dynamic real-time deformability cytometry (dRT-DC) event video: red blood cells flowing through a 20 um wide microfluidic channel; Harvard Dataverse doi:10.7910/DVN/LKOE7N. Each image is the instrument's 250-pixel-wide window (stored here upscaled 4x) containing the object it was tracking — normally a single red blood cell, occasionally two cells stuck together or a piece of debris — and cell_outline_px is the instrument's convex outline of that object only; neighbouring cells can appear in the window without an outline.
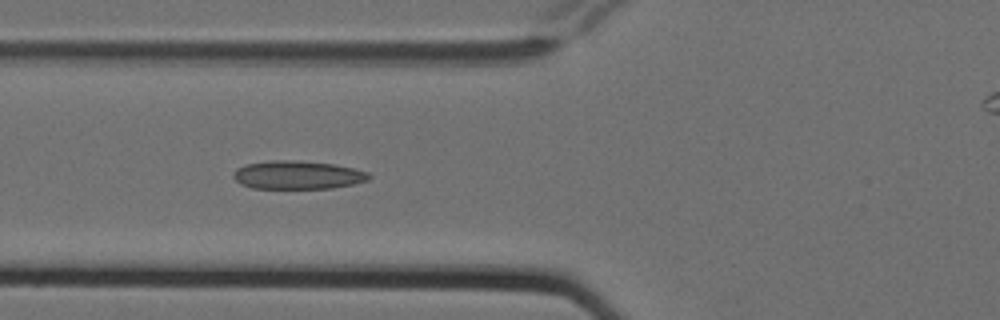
{"species": "Egyptian fruit bat (a non-hibernating species)", "species_latin": "Rousettus aegyptiacus", "temperature_condition": "cold", "stored_images_in_passage": 8, "camera_frame_rate_fps": 3000, "um_per_image_px": 0.085, "animal": {"sex": "female"}, "frame": {"image": 1, "passage_image": 5, "time_ms": 1.333, "image_size_px": [1000, 320], "cell_outline_px": [[372, 176], [368, 180], [352, 184], [332, 188], [252, 188], [240, 184], [232, 176], [236, 168], [244, 164], [268, 160], [292, 160], [332, 164], [356, 168], [368, 172]], "centroid_in_image_um": [25.28, 14.86], "position_along_channel_um": 100.5, "area_um2": 22.48}}
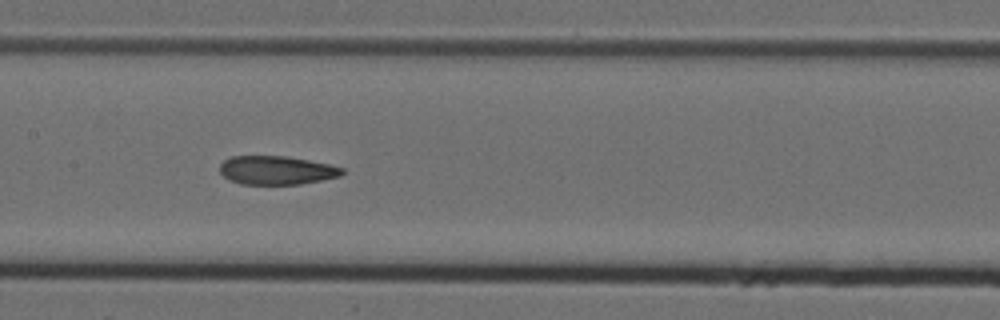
{"frame": {"image": 2, "passage_image": 7, "time_ms": 2.0, "image_size_px": [1000, 320], "cell_outline_px": [[344, 172], [340, 176], [300, 184], [240, 184], [228, 180], [220, 172], [220, 164], [224, 160], [232, 156], [284, 156], [308, 160], [328, 164], [344, 168]], "centroid_in_image_um": [23.48, 14.47], "position_along_channel_um": 183.9, "area_um2": 20.35}}
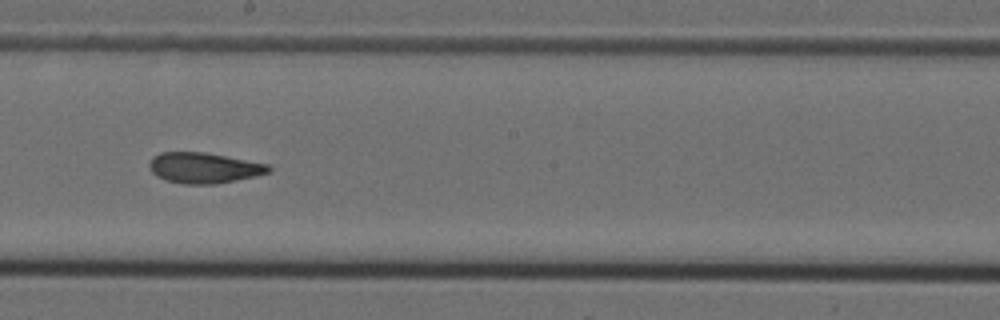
{"frame": {"image": 3, "passage_image": 8, "time_ms": 2.333, "image_size_px": [1000, 320], "cell_outline_px": [[272, 168], [268, 172], [256, 176], [216, 184], [184, 184], [168, 180], [156, 176], [152, 172], [148, 164], [152, 156], [160, 152], [204, 152], [268, 164]], "centroid_in_image_um": [17.31, 14.26], "position_along_channel_um": 230.9, "area_um2": 21.21}}